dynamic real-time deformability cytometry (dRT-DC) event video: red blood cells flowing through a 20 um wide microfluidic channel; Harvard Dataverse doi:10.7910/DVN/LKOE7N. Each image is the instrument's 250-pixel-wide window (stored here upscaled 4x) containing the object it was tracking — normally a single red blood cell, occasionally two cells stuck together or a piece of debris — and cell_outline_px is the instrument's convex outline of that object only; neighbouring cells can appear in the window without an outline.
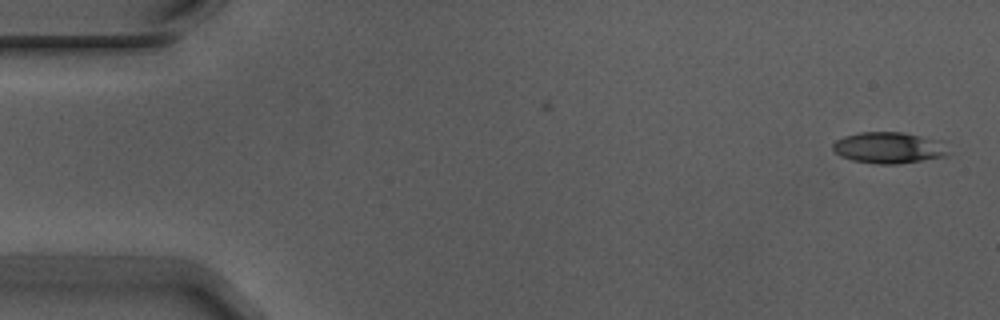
{"species": "Egyptian fruit bat (a non-hibernating species)", "species_latin": "Rousettus aegyptiacus", "temperature_condition": "warm", "stored_images_in_passage": 46, "camera_frame_rate_fps": 3000, "um_per_image_px": 0.085, "animal": {"sex": "male"}, "frame": {"image": 1, "passage_image": 1, "time_ms": 0.0, "image_size_px": [1000, 320], "cell_outline_px": [[948, 156], [924, 160], [896, 164], [876, 164], [852, 160], [840, 156], [832, 148], [832, 144], [836, 140], [844, 136], [860, 132], [900, 132], [940, 140], [948, 152]], "centroid_in_image_um": [75.52, 12.56], "position_along_channel_um": 9.5, "area_um2": 20.98}}
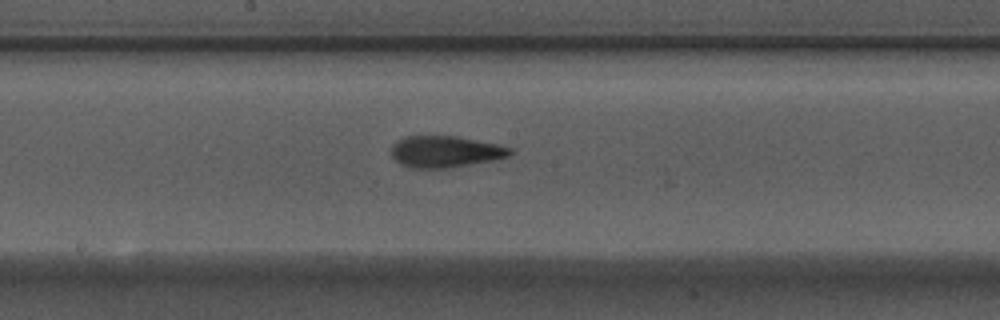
{"frame": {"image": 2, "passage_image": 28, "time_ms": 9.0, "image_size_px": [1000, 320], "cell_outline_px": [[512, 152], [508, 156], [492, 160], [448, 168], [408, 168], [400, 164], [392, 156], [392, 144], [396, 140], [404, 136], [456, 136], [496, 144], [512, 148]], "centroid_in_image_um": [37.79, 12.89], "position_along_channel_um": 210.4, "area_um2": 21.73}}
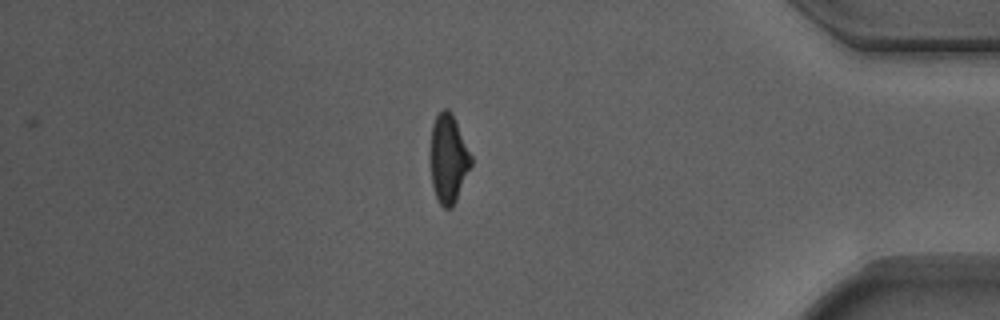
{"frame": {"image": 3, "passage_image": 46, "time_ms": 15.0, "image_size_px": [1000, 320], "cell_outline_px": [[472, 164], [456, 200], [452, 208], [444, 208], [440, 204], [436, 196], [432, 184], [432, 124], [436, 116], [444, 108], [448, 108], [452, 112], [472, 156]], "centroid_in_image_um": [38.14, 13.48], "position_along_channel_um": 397.1, "area_um2": 20.58}, "authors_computed_cell_mechanics": {"area_um2": 21.6172, "velocity_mm_per_s": 3.7262, "shape_relaxation_time_tau1_ms": 5.8029, "shape_relaxation_time_tau2_ms": 1.9879, "deformation_change_tau1": 0.1751, "deformation_change_tau2": 0.0971}}